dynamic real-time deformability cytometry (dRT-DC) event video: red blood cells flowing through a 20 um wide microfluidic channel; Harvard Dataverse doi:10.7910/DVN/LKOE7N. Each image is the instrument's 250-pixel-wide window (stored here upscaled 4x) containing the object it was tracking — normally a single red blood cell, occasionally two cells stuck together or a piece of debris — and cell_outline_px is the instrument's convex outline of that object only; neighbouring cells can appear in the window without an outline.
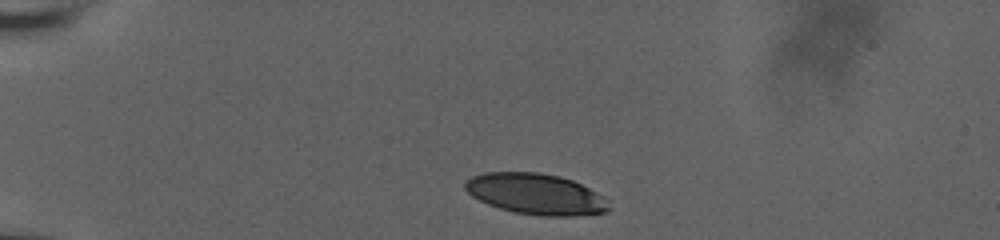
{"species": "human", "species_latin": "Homo sapiens", "temperature_condition": "room temperature", "stored_images_in_passage": 20, "camera_frame_rate_fps": 3000, "um_per_image_px": 0.085, "donor": {"sex": "male"}, "frame": {"image": 1, "passage_image": 1, "time_ms": 0.0, "image_size_px": [1000, 240], "cell_outline_px": [[612, 208], [608, 212], [572, 216], [540, 216], [516, 212], [500, 208], [488, 204], [472, 196], [464, 188], [464, 184], [472, 176], [484, 172], [540, 172], [560, 176], [572, 180], [596, 192]], "centroid_in_image_um": [45.53, 16.49], "position_along_channel_um": 39.5, "area_um2": 34.1}}
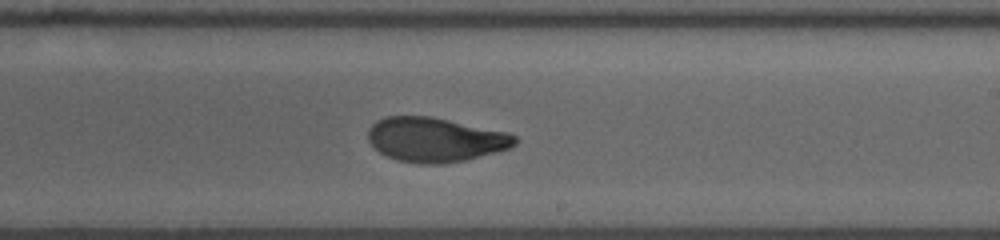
{"frame": {"image": 2, "passage_image": 12, "time_ms": 3.667, "image_size_px": [1000, 240], "cell_outline_px": [[520, 140], [516, 144], [508, 148], [496, 152], [464, 160], [444, 164], [420, 164], [396, 160], [380, 152], [368, 140], [368, 128], [376, 120], [388, 116], [432, 116], [508, 132], [516, 136]], "centroid_in_image_um": [37.0, 11.86], "position_along_channel_um": 252.0, "area_um2": 38.15}}
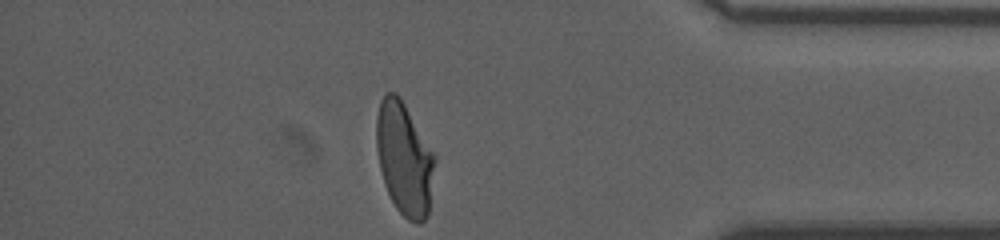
{"frame": {"image": 3, "passage_image": 20, "time_ms": 6.333, "image_size_px": [1000, 240], "cell_outline_px": [[436, 160], [428, 216], [420, 224], [416, 224], [408, 220], [396, 208], [384, 184], [380, 168], [376, 148], [376, 116], [380, 100], [384, 92], [396, 92], [400, 96], [436, 156]], "centroid_in_image_um": [34.37, 13.47], "position_along_channel_um": 400.8, "area_um2": 38.73}}